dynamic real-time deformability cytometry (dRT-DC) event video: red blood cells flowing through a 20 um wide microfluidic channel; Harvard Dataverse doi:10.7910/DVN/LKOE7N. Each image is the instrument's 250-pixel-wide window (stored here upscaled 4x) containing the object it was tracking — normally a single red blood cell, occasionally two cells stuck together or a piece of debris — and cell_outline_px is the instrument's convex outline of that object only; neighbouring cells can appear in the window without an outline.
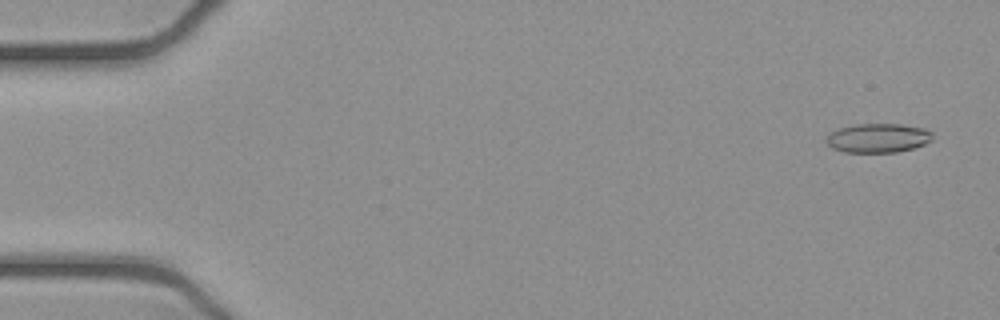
{"species": "common noctule bat (a hibernating species)", "species_latin": "Nyctalus noctula", "temperature_condition": "cold", "stored_images_in_passage": 53, "camera_frame_rate_fps": 3000, "um_per_image_px": 0.085, "animal": {"sex": "female", "body_mass_g": 21.9}, "frame": {"image": 1, "passage_image": 3, "time_ms": 0.667, "image_size_px": [1000, 320], "cell_outline_px": [[932, 140], [924, 144], [912, 148], [896, 152], [844, 152], [832, 148], [828, 144], [828, 136], [832, 132], [840, 128], [856, 124], [900, 124], [924, 128], [932, 132]], "centroid_in_image_um": [74.66, 11.73], "position_along_channel_um": 10.3, "area_um2": 17.8}}
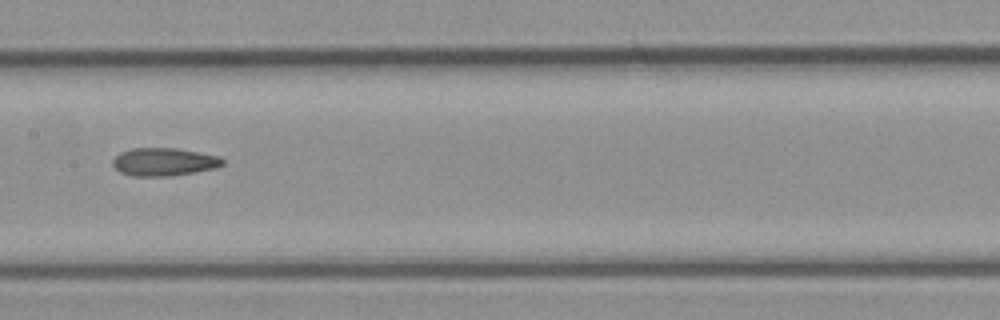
{"frame": {"image": 2, "passage_image": 27, "time_ms": 8.667, "image_size_px": [1000, 320], "cell_outline_px": [[224, 164], [216, 168], [168, 176], [132, 176], [120, 172], [112, 164], [112, 160], [120, 152], [132, 148], [176, 148], [220, 156], [224, 160]], "centroid_in_image_um": [13.93, 13.75], "position_along_channel_um": 193.5, "area_um2": 17.86}}
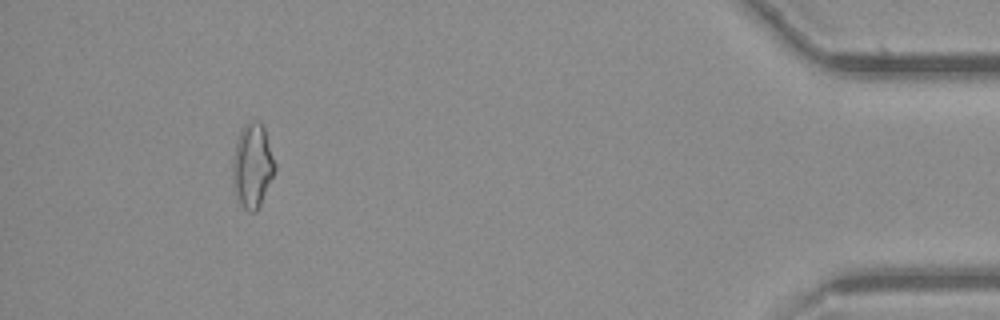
{"frame": {"image": 3, "passage_image": 49, "time_ms": 16.0, "image_size_px": [1000, 320], "cell_outline_px": [[276, 168], [260, 204], [256, 212], [248, 212], [240, 204], [232, 184], [232, 164], [236, 140], [244, 124], [248, 120], [260, 120], [264, 128], [276, 164]], "centroid_in_image_um": [21.44, 14.05], "position_along_channel_um": 413.8, "area_um2": 20.81}, "authors_computed_cell_mechanics": {"area_um2": 17.9758, "velocity_mm_per_s": 3.9239, "shape_relaxation_time_tau1_ms": null, "shape_relaxation_time_tau2_ms": 4.9214, "deformation_change_tau1": null, "deformation_change_tau2": 0.1386}}